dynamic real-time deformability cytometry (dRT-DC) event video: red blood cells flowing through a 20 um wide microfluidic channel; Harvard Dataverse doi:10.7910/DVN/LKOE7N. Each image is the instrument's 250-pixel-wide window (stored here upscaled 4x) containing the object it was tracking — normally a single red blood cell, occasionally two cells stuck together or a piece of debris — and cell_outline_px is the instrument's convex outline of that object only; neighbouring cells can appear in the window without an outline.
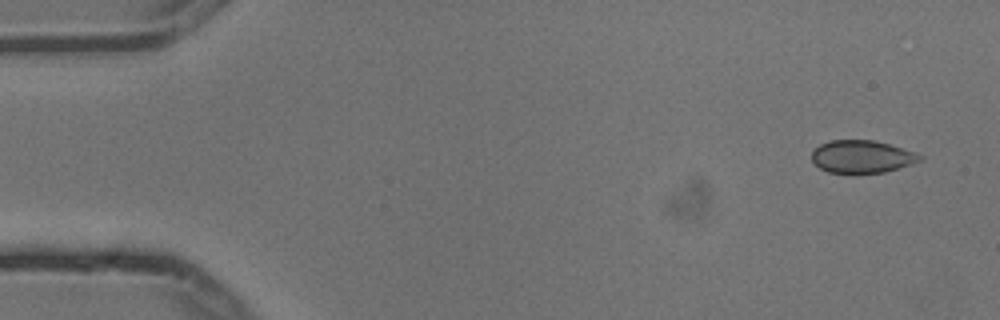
{"species": "common noctule bat (a hibernating species)", "species_latin": "Nyctalus noctula", "temperature_condition": "cold", "stored_images_in_passage": 5, "segment_of_instrument_passage": [1, 2], "camera_frame_rate_fps": 3000, "um_per_image_px": 0.085, "animal": {"sex": "male", "body_mass_g": 13.3}, "frame": {"image": 1, "passage_image": 1, "time_ms": 0.0, "image_size_px": [1000, 320], "cell_outline_px": [[924, 160], [912, 164], [884, 172], [856, 176], [828, 172], [820, 168], [812, 160], [812, 152], [820, 144], [832, 140], [872, 140], [888, 144], [916, 152], [924, 156]], "centroid_in_image_um": [73.28, 13.36], "position_along_channel_um": 11.7, "area_um2": 21.15}}
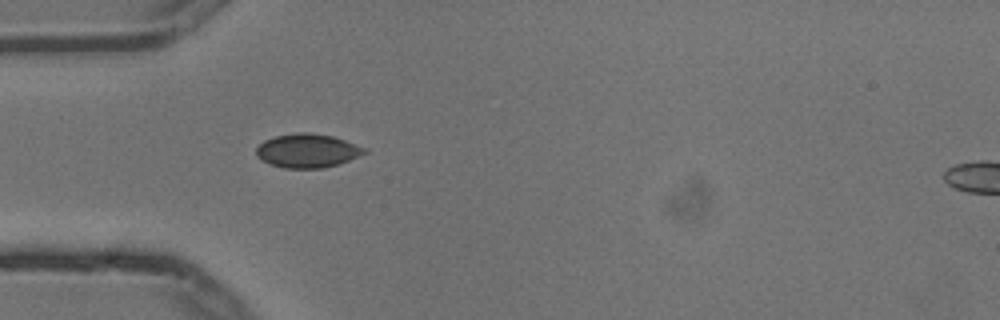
{"frame": {"image": 2, "passage_image": 4, "time_ms": 1.0, "image_size_px": [1000, 320], "cell_outline_px": [[368, 152], [348, 160], [324, 168], [284, 168], [272, 164], [256, 156], [256, 148], [264, 140], [276, 136], [296, 132], [312, 132], [332, 136], [344, 140], [364, 148]], "centroid_in_image_um": [26.1, 12.8], "position_along_channel_um": 58.9, "area_um2": 21.04}}